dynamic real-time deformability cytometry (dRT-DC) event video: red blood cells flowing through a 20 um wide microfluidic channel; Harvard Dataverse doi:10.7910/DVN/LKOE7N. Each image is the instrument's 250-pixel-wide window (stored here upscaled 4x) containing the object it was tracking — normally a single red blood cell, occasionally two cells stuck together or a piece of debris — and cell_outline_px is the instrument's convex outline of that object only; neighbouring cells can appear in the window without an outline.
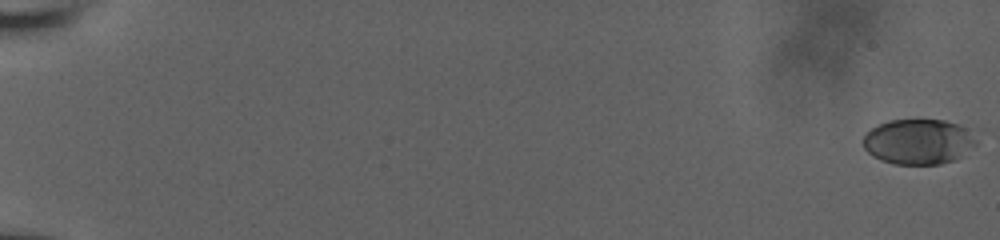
{"species": "human", "species_latin": "Homo sapiens", "temperature_condition": "room temperature", "stored_images_in_passage": 59, "camera_frame_rate_fps": 3000, "um_per_image_px": 0.085, "donor": {"sex": "male"}, "frame": {"image": 1, "passage_image": 1, "time_ms": 0.0, "image_size_px": [1000, 240], "cell_outline_px": [[976, 144], [952, 160], [940, 164], [892, 164], [880, 160], [872, 156], [864, 148], [864, 136], [872, 128], [888, 120], [944, 120], [956, 124], [964, 128], [976, 140]], "centroid_in_image_um": [78.0, 12.05], "position_along_channel_um": 7.0, "area_um2": 29.25}}
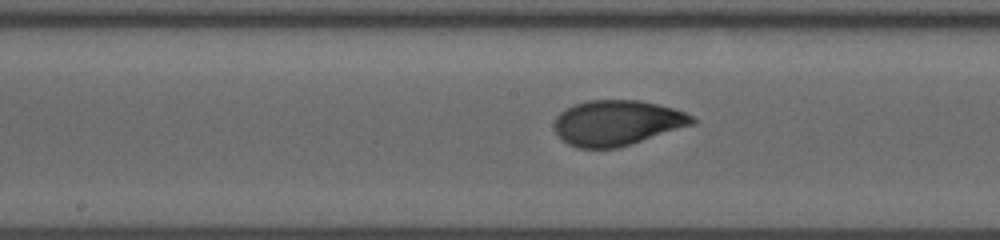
{"frame": {"image": 2, "passage_image": 34, "time_ms": 11.0, "image_size_px": [1000, 240], "cell_outline_px": [[696, 124], [632, 144], [616, 148], [576, 148], [568, 144], [556, 132], [556, 116], [564, 108], [588, 100], [640, 100], [672, 108], [684, 112], [692, 116], [696, 120]], "centroid_in_image_um": [52.48, 10.44], "position_along_channel_um": 195.7, "area_um2": 36.36}}
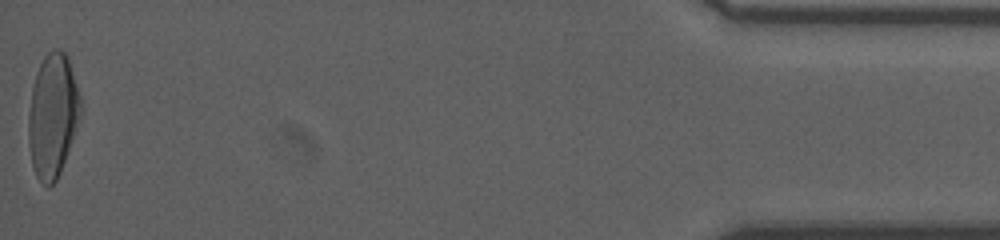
{"frame": {"image": 3, "passage_image": 59, "time_ms": 19.333, "image_size_px": [1000, 240], "cell_outline_px": [[80, 116], [60, 172], [56, 180], [48, 188], [36, 176], [32, 164], [28, 140], [28, 116], [32, 88], [36, 72], [44, 56], [52, 48], [60, 48], [68, 56], [80, 96]], "centroid_in_image_um": [4.46, 9.78], "position_along_channel_um": 430.7, "area_um2": 37.28}, "authors_computed_cell_mechanics": {"area_um2": 35.258, "velocity_mm_per_s": 3.8286, "shape_relaxation_time_tau1_ms": 4.7729, "shape_relaxation_time_tau2_ms": 0.7926, "deformation_change_tau1": 0.1791, "deformation_change_tau2": 0.0542}}